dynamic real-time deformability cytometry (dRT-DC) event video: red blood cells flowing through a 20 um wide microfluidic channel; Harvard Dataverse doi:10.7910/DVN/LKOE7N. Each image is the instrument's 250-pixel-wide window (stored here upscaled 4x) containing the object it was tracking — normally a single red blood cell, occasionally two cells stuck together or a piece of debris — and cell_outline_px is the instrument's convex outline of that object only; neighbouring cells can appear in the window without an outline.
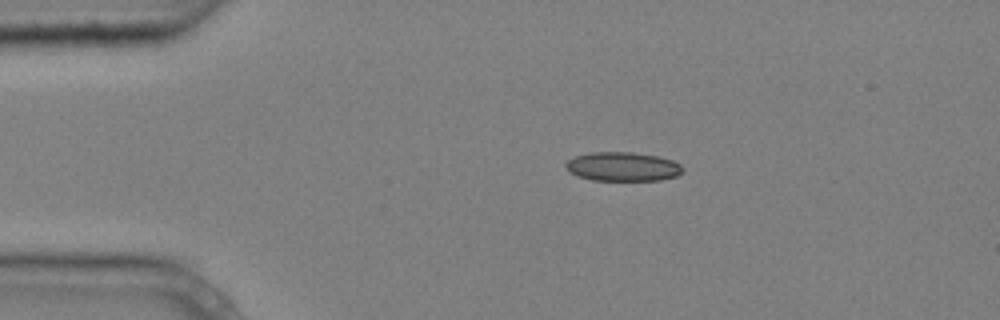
{"species": "common noctule bat (a hibernating species)", "species_latin": "Nyctalus noctula", "temperature_condition": "cold", "stored_images_in_passage": 13, "camera_frame_rate_fps": 3000, "um_per_image_px": 0.085, "animal": {"sex": "male", "body_mass_g": 20.4}, "frame": {"image": 1, "passage_image": 3, "time_ms": 0.667, "image_size_px": [1000, 320], "cell_outline_px": [[684, 172], [676, 176], [660, 180], [592, 180], [580, 176], [572, 172], [564, 164], [568, 160], [576, 156], [592, 152], [632, 152], [656, 156], [672, 160], [680, 164], [684, 168]], "centroid_in_image_um": [52.98, 14.16], "position_along_channel_um": 32.0, "area_um2": 19.59}}
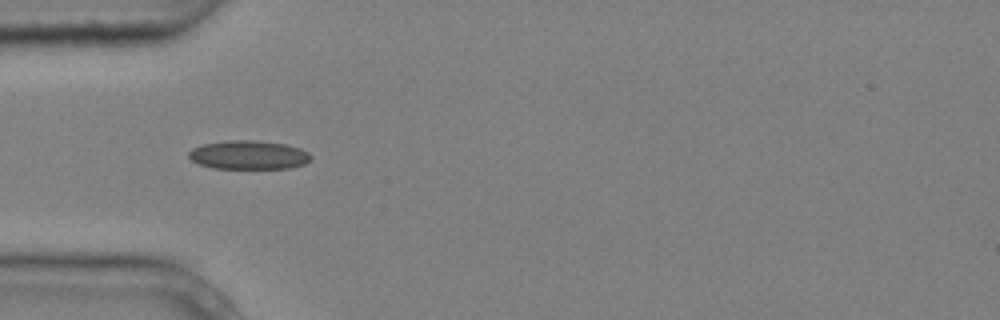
{"frame": {"image": 2, "passage_image": 4, "time_ms": 1.0, "image_size_px": [1000, 320], "cell_outline_px": [[312, 156], [304, 164], [292, 168], [212, 168], [200, 164], [192, 160], [188, 156], [188, 152], [192, 148], [204, 144], [228, 140], [256, 140], [288, 144], [300, 148], [308, 152]], "centroid_in_image_um": [21.15, 13.16], "position_along_channel_um": 63.9, "area_um2": 20.52}}